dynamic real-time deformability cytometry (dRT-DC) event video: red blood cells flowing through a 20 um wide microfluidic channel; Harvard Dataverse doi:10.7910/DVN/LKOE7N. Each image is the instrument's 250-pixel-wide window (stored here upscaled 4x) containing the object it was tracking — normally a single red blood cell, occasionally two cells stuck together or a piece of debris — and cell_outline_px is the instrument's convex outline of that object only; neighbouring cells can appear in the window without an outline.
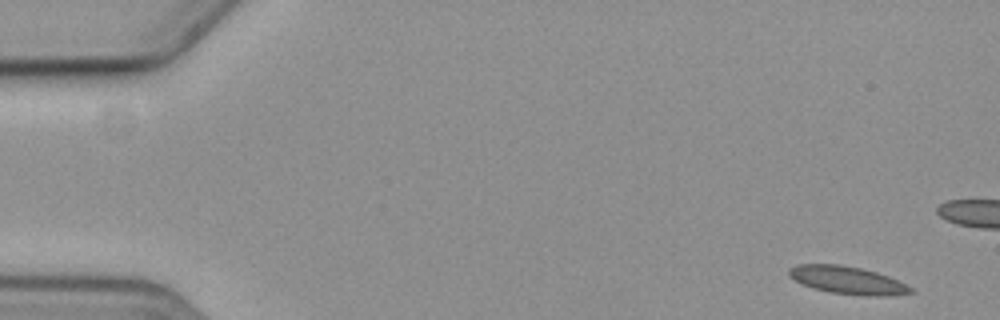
{"species": "common noctule bat (a hibernating species)", "species_latin": "Nyctalus noctula", "temperature_condition": "cold", "stored_images_in_passage": 5, "camera_frame_rate_fps": 3000, "um_per_image_px": 0.085, "animal": {"sex": "female", "body_mass_g": 19.3, "forearm_length_mm": 54.1}, "frame": {"image": 1, "passage_image": 1, "time_ms": 0.0, "image_size_px": [1000, 320], "cell_outline_px": [[916, 292], [888, 296], [864, 296], [828, 292], [812, 288], [788, 276], [788, 268], [796, 264], [840, 264], [860, 268], [876, 272], [888, 276], [912, 288]], "centroid_in_image_um": [72.01, 23.82], "position_along_channel_um": 13.0, "area_um2": 19.71}}